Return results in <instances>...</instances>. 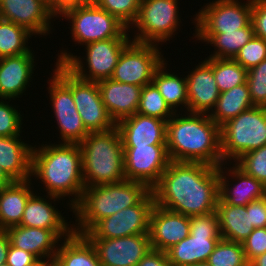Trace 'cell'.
Returning <instances> with one entry per match:
<instances>
[{"instance_id":"obj_1","label":"cell","mask_w":266,"mask_h":266,"mask_svg":"<svg viewBox=\"0 0 266 266\" xmlns=\"http://www.w3.org/2000/svg\"><path fill=\"white\" fill-rule=\"evenodd\" d=\"M151 190L156 205L185 216L215 212L219 200L218 167L170 161Z\"/></svg>"},{"instance_id":"obj_2","label":"cell","mask_w":266,"mask_h":266,"mask_svg":"<svg viewBox=\"0 0 266 266\" xmlns=\"http://www.w3.org/2000/svg\"><path fill=\"white\" fill-rule=\"evenodd\" d=\"M51 142L33 146L31 179L34 183L39 181L38 185L33 183L39 190L43 184L40 193L67 199L64 208L73 212L85 188L81 150L79 144Z\"/></svg>"},{"instance_id":"obj_3","label":"cell","mask_w":266,"mask_h":266,"mask_svg":"<svg viewBox=\"0 0 266 266\" xmlns=\"http://www.w3.org/2000/svg\"><path fill=\"white\" fill-rule=\"evenodd\" d=\"M166 147L170 161L223 164L220 126L205 113H174L167 121Z\"/></svg>"},{"instance_id":"obj_4","label":"cell","mask_w":266,"mask_h":266,"mask_svg":"<svg viewBox=\"0 0 266 266\" xmlns=\"http://www.w3.org/2000/svg\"><path fill=\"white\" fill-rule=\"evenodd\" d=\"M151 189L138 181L85 187L80 201L73 207V232L83 235L98 221L138 204Z\"/></svg>"},{"instance_id":"obj_5","label":"cell","mask_w":266,"mask_h":266,"mask_svg":"<svg viewBox=\"0 0 266 266\" xmlns=\"http://www.w3.org/2000/svg\"><path fill=\"white\" fill-rule=\"evenodd\" d=\"M79 147L85 187L126 180L123 144L117 127L103 132H89Z\"/></svg>"},{"instance_id":"obj_6","label":"cell","mask_w":266,"mask_h":266,"mask_svg":"<svg viewBox=\"0 0 266 266\" xmlns=\"http://www.w3.org/2000/svg\"><path fill=\"white\" fill-rule=\"evenodd\" d=\"M132 38H110L84 45L85 54L78 56L60 47L55 63L63 64L70 72L85 81L98 82L111 78L123 50ZM74 54V55H73Z\"/></svg>"},{"instance_id":"obj_7","label":"cell","mask_w":266,"mask_h":266,"mask_svg":"<svg viewBox=\"0 0 266 266\" xmlns=\"http://www.w3.org/2000/svg\"><path fill=\"white\" fill-rule=\"evenodd\" d=\"M178 1L141 0L138 16L128 29L129 35H132V40L160 46L167 45L168 42L173 41V38L176 40L177 38L174 36L182 30L181 20L184 21L180 15L181 8Z\"/></svg>"},{"instance_id":"obj_8","label":"cell","mask_w":266,"mask_h":266,"mask_svg":"<svg viewBox=\"0 0 266 266\" xmlns=\"http://www.w3.org/2000/svg\"><path fill=\"white\" fill-rule=\"evenodd\" d=\"M223 163H235L244 154L266 145V108L252 107L220 127Z\"/></svg>"},{"instance_id":"obj_9","label":"cell","mask_w":266,"mask_h":266,"mask_svg":"<svg viewBox=\"0 0 266 266\" xmlns=\"http://www.w3.org/2000/svg\"><path fill=\"white\" fill-rule=\"evenodd\" d=\"M58 20H67L75 47L110 38H131L128 28L96 4H81L65 10Z\"/></svg>"},{"instance_id":"obj_10","label":"cell","mask_w":266,"mask_h":266,"mask_svg":"<svg viewBox=\"0 0 266 266\" xmlns=\"http://www.w3.org/2000/svg\"><path fill=\"white\" fill-rule=\"evenodd\" d=\"M221 239L218 215L215 212L190 216V234L166 251L173 266H189L206 262Z\"/></svg>"},{"instance_id":"obj_11","label":"cell","mask_w":266,"mask_h":266,"mask_svg":"<svg viewBox=\"0 0 266 266\" xmlns=\"http://www.w3.org/2000/svg\"><path fill=\"white\" fill-rule=\"evenodd\" d=\"M51 68L71 89L75 106L88 132H103L116 127L102 102L97 82L78 78L63 64L54 63Z\"/></svg>"},{"instance_id":"obj_12","label":"cell","mask_w":266,"mask_h":266,"mask_svg":"<svg viewBox=\"0 0 266 266\" xmlns=\"http://www.w3.org/2000/svg\"><path fill=\"white\" fill-rule=\"evenodd\" d=\"M209 0L193 14L194 33H224L251 22L252 0Z\"/></svg>"},{"instance_id":"obj_13","label":"cell","mask_w":266,"mask_h":266,"mask_svg":"<svg viewBox=\"0 0 266 266\" xmlns=\"http://www.w3.org/2000/svg\"><path fill=\"white\" fill-rule=\"evenodd\" d=\"M50 75L47 80V98L51 101L49 104L54 115H51V119L55 118V128L59 134V137L54 136L58 138L55 143L80 144L89 132L82 123L72 91L54 72Z\"/></svg>"},{"instance_id":"obj_14","label":"cell","mask_w":266,"mask_h":266,"mask_svg":"<svg viewBox=\"0 0 266 266\" xmlns=\"http://www.w3.org/2000/svg\"><path fill=\"white\" fill-rule=\"evenodd\" d=\"M161 47L132 41L123 50L111 79L141 87L152 83L155 71L166 60Z\"/></svg>"},{"instance_id":"obj_15","label":"cell","mask_w":266,"mask_h":266,"mask_svg":"<svg viewBox=\"0 0 266 266\" xmlns=\"http://www.w3.org/2000/svg\"><path fill=\"white\" fill-rule=\"evenodd\" d=\"M154 205L155 198L151 190L138 204L101 219L83 235L87 239H112L148 234Z\"/></svg>"},{"instance_id":"obj_16","label":"cell","mask_w":266,"mask_h":266,"mask_svg":"<svg viewBox=\"0 0 266 266\" xmlns=\"http://www.w3.org/2000/svg\"><path fill=\"white\" fill-rule=\"evenodd\" d=\"M125 179L152 189L166 170L170 159L166 145L123 146Z\"/></svg>"},{"instance_id":"obj_17","label":"cell","mask_w":266,"mask_h":266,"mask_svg":"<svg viewBox=\"0 0 266 266\" xmlns=\"http://www.w3.org/2000/svg\"><path fill=\"white\" fill-rule=\"evenodd\" d=\"M0 18L26 28L35 37L46 36L45 39L48 35L50 38L57 20L46 0H0Z\"/></svg>"},{"instance_id":"obj_18","label":"cell","mask_w":266,"mask_h":266,"mask_svg":"<svg viewBox=\"0 0 266 266\" xmlns=\"http://www.w3.org/2000/svg\"><path fill=\"white\" fill-rule=\"evenodd\" d=\"M218 176V202H225L234 206H246L265 196L266 186L261 181L247 175L235 163L221 164L218 167Z\"/></svg>"},{"instance_id":"obj_19","label":"cell","mask_w":266,"mask_h":266,"mask_svg":"<svg viewBox=\"0 0 266 266\" xmlns=\"http://www.w3.org/2000/svg\"><path fill=\"white\" fill-rule=\"evenodd\" d=\"M88 240L94 246L102 266H137L152 250L149 234Z\"/></svg>"},{"instance_id":"obj_20","label":"cell","mask_w":266,"mask_h":266,"mask_svg":"<svg viewBox=\"0 0 266 266\" xmlns=\"http://www.w3.org/2000/svg\"><path fill=\"white\" fill-rule=\"evenodd\" d=\"M36 58L33 47L28 53L0 58V98L16 103L13 100L21 101L19 98L27 95L33 76H36L35 69L39 68Z\"/></svg>"},{"instance_id":"obj_21","label":"cell","mask_w":266,"mask_h":266,"mask_svg":"<svg viewBox=\"0 0 266 266\" xmlns=\"http://www.w3.org/2000/svg\"><path fill=\"white\" fill-rule=\"evenodd\" d=\"M151 247L166 252L190 234V217L154 205L149 219Z\"/></svg>"},{"instance_id":"obj_22","label":"cell","mask_w":266,"mask_h":266,"mask_svg":"<svg viewBox=\"0 0 266 266\" xmlns=\"http://www.w3.org/2000/svg\"><path fill=\"white\" fill-rule=\"evenodd\" d=\"M13 247L32 253L39 260L53 261L59 243L73 230H48L15 225L6 229Z\"/></svg>"},{"instance_id":"obj_23","label":"cell","mask_w":266,"mask_h":266,"mask_svg":"<svg viewBox=\"0 0 266 266\" xmlns=\"http://www.w3.org/2000/svg\"><path fill=\"white\" fill-rule=\"evenodd\" d=\"M38 191L37 189L26 202L24 214L19 225L48 230H73V223L69 220L68 212H65L68 216L65 217L63 216L65 213H61L62 210L59 211L57 208L61 200V204L64 206L65 200L57 196L45 195Z\"/></svg>"},{"instance_id":"obj_24","label":"cell","mask_w":266,"mask_h":266,"mask_svg":"<svg viewBox=\"0 0 266 266\" xmlns=\"http://www.w3.org/2000/svg\"><path fill=\"white\" fill-rule=\"evenodd\" d=\"M186 71L187 112L209 114L220 96L213 69L204 61Z\"/></svg>"},{"instance_id":"obj_25","label":"cell","mask_w":266,"mask_h":266,"mask_svg":"<svg viewBox=\"0 0 266 266\" xmlns=\"http://www.w3.org/2000/svg\"><path fill=\"white\" fill-rule=\"evenodd\" d=\"M123 146L166 145L167 121L138 113L116 123Z\"/></svg>"},{"instance_id":"obj_26","label":"cell","mask_w":266,"mask_h":266,"mask_svg":"<svg viewBox=\"0 0 266 266\" xmlns=\"http://www.w3.org/2000/svg\"><path fill=\"white\" fill-rule=\"evenodd\" d=\"M101 99L115 123L137 112L142 87L109 79L97 82Z\"/></svg>"},{"instance_id":"obj_27","label":"cell","mask_w":266,"mask_h":266,"mask_svg":"<svg viewBox=\"0 0 266 266\" xmlns=\"http://www.w3.org/2000/svg\"><path fill=\"white\" fill-rule=\"evenodd\" d=\"M23 135L0 136V167L13 181L31 179L33 143ZM23 138V139H22Z\"/></svg>"},{"instance_id":"obj_28","label":"cell","mask_w":266,"mask_h":266,"mask_svg":"<svg viewBox=\"0 0 266 266\" xmlns=\"http://www.w3.org/2000/svg\"><path fill=\"white\" fill-rule=\"evenodd\" d=\"M35 188L32 179L14 181L0 188V229H7L21 223L26 202L36 191Z\"/></svg>"},{"instance_id":"obj_29","label":"cell","mask_w":266,"mask_h":266,"mask_svg":"<svg viewBox=\"0 0 266 266\" xmlns=\"http://www.w3.org/2000/svg\"><path fill=\"white\" fill-rule=\"evenodd\" d=\"M192 34L195 44L198 41L214 48L207 57L219 59H234L240 49L255 36L251 22L246 27L231 32Z\"/></svg>"},{"instance_id":"obj_30","label":"cell","mask_w":266,"mask_h":266,"mask_svg":"<svg viewBox=\"0 0 266 266\" xmlns=\"http://www.w3.org/2000/svg\"><path fill=\"white\" fill-rule=\"evenodd\" d=\"M168 63L169 61L165 60L155 71L153 83L174 113L187 112L188 93L185 72L183 75L179 71L177 74L176 70L173 72Z\"/></svg>"},{"instance_id":"obj_31","label":"cell","mask_w":266,"mask_h":266,"mask_svg":"<svg viewBox=\"0 0 266 266\" xmlns=\"http://www.w3.org/2000/svg\"><path fill=\"white\" fill-rule=\"evenodd\" d=\"M53 266H102L94 246L81 234L72 233L59 243Z\"/></svg>"},{"instance_id":"obj_32","label":"cell","mask_w":266,"mask_h":266,"mask_svg":"<svg viewBox=\"0 0 266 266\" xmlns=\"http://www.w3.org/2000/svg\"><path fill=\"white\" fill-rule=\"evenodd\" d=\"M216 213L220 236L223 239L243 244L254 230L251 225L250 211H246V206L218 202Z\"/></svg>"},{"instance_id":"obj_33","label":"cell","mask_w":266,"mask_h":266,"mask_svg":"<svg viewBox=\"0 0 266 266\" xmlns=\"http://www.w3.org/2000/svg\"><path fill=\"white\" fill-rule=\"evenodd\" d=\"M252 107L254 105L250 99L249 88L247 83H244L220 93L215 107L208 115L221 127L228 120Z\"/></svg>"},{"instance_id":"obj_34","label":"cell","mask_w":266,"mask_h":266,"mask_svg":"<svg viewBox=\"0 0 266 266\" xmlns=\"http://www.w3.org/2000/svg\"><path fill=\"white\" fill-rule=\"evenodd\" d=\"M33 36L26 28L0 18V58L28 53Z\"/></svg>"},{"instance_id":"obj_35","label":"cell","mask_w":266,"mask_h":266,"mask_svg":"<svg viewBox=\"0 0 266 266\" xmlns=\"http://www.w3.org/2000/svg\"><path fill=\"white\" fill-rule=\"evenodd\" d=\"M204 61L213 69L215 81L220 93L246 83L248 70L234 59L206 57Z\"/></svg>"},{"instance_id":"obj_36","label":"cell","mask_w":266,"mask_h":266,"mask_svg":"<svg viewBox=\"0 0 266 266\" xmlns=\"http://www.w3.org/2000/svg\"><path fill=\"white\" fill-rule=\"evenodd\" d=\"M136 113L165 121H168L174 115L153 82L142 87Z\"/></svg>"},{"instance_id":"obj_37","label":"cell","mask_w":266,"mask_h":266,"mask_svg":"<svg viewBox=\"0 0 266 266\" xmlns=\"http://www.w3.org/2000/svg\"><path fill=\"white\" fill-rule=\"evenodd\" d=\"M207 262L211 266H249L243 245L221 238Z\"/></svg>"},{"instance_id":"obj_38","label":"cell","mask_w":266,"mask_h":266,"mask_svg":"<svg viewBox=\"0 0 266 266\" xmlns=\"http://www.w3.org/2000/svg\"><path fill=\"white\" fill-rule=\"evenodd\" d=\"M11 99L0 98V136L10 137L23 135L25 118L22 109L20 111L19 104H12ZM14 105V106H13ZM19 107V108H18ZM23 132V133H22Z\"/></svg>"},{"instance_id":"obj_39","label":"cell","mask_w":266,"mask_h":266,"mask_svg":"<svg viewBox=\"0 0 266 266\" xmlns=\"http://www.w3.org/2000/svg\"><path fill=\"white\" fill-rule=\"evenodd\" d=\"M96 5L129 29L138 16L141 0H99Z\"/></svg>"},{"instance_id":"obj_40","label":"cell","mask_w":266,"mask_h":266,"mask_svg":"<svg viewBox=\"0 0 266 266\" xmlns=\"http://www.w3.org/2000/svg\"><path fill=\"white\" fill-rule=\"evenodd\" d=\"M235 164L266 186V145L244 154Z\"/></svg>"},{"instance_id":"obj_41","label":"cell","mask_w":266,"mask_h":266,"mask_svg":"<svg viewBox=\"0 0 266 266\" xmlns=\"http://www.w3.org/2000/svg\"><path fill=\"white\" fill-rule=\"evenodd\" d=\"M246 83L253 105L266 108V59L248 70Z\"/></svg>"},{"instance_id":"obj_42","label":"cell","mask_w":266,"mask_h":266,"mask_svg":"<svg viewBox=\"0 0 266 266\" xmlns=\"http://www.w3.org/2000/svg\"><path fill=\"white\" fill-rule=\"evenodd\" d=\"M266 59V40L254 36L235 56L234 60L249 70Z\"/></svg>"},{"instance_id":"obj_43","label":"cell","mask_w":266,"mask_h":266,"mask_svg":"<svg viewBox=\"0 0 266 266\" xmlns=\"http://www.w3.org/2000/svg\"><path fill=\"white\" fill-rule=\"evenodd\" d=\"M242 245L249 263L257 256L264 254L266 252V227L254 229Z\"/></svg>"},{"instance_id":"obj_44","label":"cell","mask_w":266,"mask_h":266,"mask_svg":"<svg viewBox=\"0 0 266 266\" xmlns=\"http://www.w3.org/2000/svg\"><path fill=\"white\" fill-rule=\"evenodd\" d=\"M251 23L255 36L266 40V0H252Z\"/></svg>"},{"instance_id":"obj_45","label":"cell","mask_w":266,"mask_h":266,"mask_svg":"<svg viewBox=\"0 0 266 266\" xmlns=\"http://www.w3.org/2000/svg\"><path fill=\"white\" fill-rule=\"evenodd\" d=\"M246 211H250L251 225L254 229L266 227V204L264 197L247 204Z\"/></svg>"},{"instance_id":"obj_46","label":"cell","mask_w":266,"mask_h":266,"mask_svg":"<svg viewBox=\"0 0 266 266\" xmlns=\"http://www.w3.org/2000/svg\"><path fill=\"white\" fill-rule=\"evenodd\" d=\"M39 259L32 253L13 247L10 244L6 262L10 266H31Z\"/></svg>"},{"instance_id":"obj_47","label":"cell","mask_w":266,"mask_h":266,"mask_svg":"<svg viewBox=\"0 0 266 266\" xmlns=\"http://www.w3.org/2000/svg\"><path fill=\"white\" fill-rule=\"evenodd\" d=\"M137 266H173L166 252L152 249L139 262Z\"/></svg>"},{"instance_id":"obj_48","label":"cell","mask_w":266,"mask_h":266,"mask_svg":"<svg viewBox=\"0 0 266 266\" xmlns=\"http://www.w3.org/2000/svg\"><path fill=\"white\" fill-rule=\"evenodd\" d=\"M48 8L59 17L65 10L81 5V0H46Z\"/></svg>"},{"instance_id":"obj_49","label":"cell","mask_w":266,"mask_h":266,"mask_svg":"<svg viewBox=\"0 0 266 266\" xmlns=\"http://www.w3.org/2000/svg\"><path fill=\"white\" fill-rule=\"evenodd\" d=\"M10 244L8 232L6 229H0V265L6 262Z\"/></svg>"},{"instance_id":"obj_50","label":"cell","mask_w":266,"mask_h":266,"mask_svg":"<svg viewBox=\"0 0 266 266\" xmlns=\"http://www.w3.org/2000/svg\"><path fill=\"white\" fill-rule=\"evenodd\" d=\"M13 182L14 181L0 167V188L8 186Z\"/></svg>"},{"instance_id":"obj_51","label":"cell","mask_w":266,"mask_h":266,"mask_svg":"<svg viewBox=\"0 0 266 266\" xmlns=\"http://www.w3.org/2000/svg\"><path fill=\"white\" fill-rule=\"evenodd\" d=\"M249 266H266V252L254 258L249 263Z\"/></svg>"},{"instance_id":"obj_52","label":"cell","mask_w":266,"mask_h":266,"mask_svg":"<svg viewBox=\"0 0 266 266\" xmlns=\"http://www.w3.org/2000/svg\"><path fill=\"white\" fill-rule=\"evenodd\" d=\"M31 266H53V261L51 260H38L35 264Z\"/></svg>"},{"instance_id":"obj_53","label":"cell","mask_w":266,"mask_h":266,"mask_svg":"<svg viewBox=\"0 0 266 266\" xmlns=\"http://www.w3.org/2000/svg\"><path fill=\"white\" fill-rule=\"evenodd\" d=\"M99 0H81V4H97Z\"/></svg>"},{"instance_id":"obj_54","label":"cell","mask_w":266,"mask_h":266,"mask_svg":"<svg viewBox=\"0 0 266 266\" xmlns=\"http://www.w3.org/2000/svg\"><path fill=\"white\" fill-rule=\"evenodd\" d=\"M189 266H211L207 261L206 262H199L194 265H189Z\"/></svg>"},{"instance_id":"obj_55","label":"cell","mask_w":266,"mask_h":266,"mask_svg":"<svg viewBox=\"0 0 266 266\" xmlns=\"http://www.w3.org/2000/svg\"><path fill=\"white\" fill-rule=\"evenodd\" d=\"M0 266H10L7 262L2 263Z\"/></svg>"},{"instance_id":"obj_56","label":"cell","mask_w":266,"mask_h":266,"mask_svg":"<svg viewBox=\"0 0 266 266\" xmlns=\"http://www.w3.org/2000/svg\"><path fill=\"white\" fill-rule=\"evenodd\" d=\"M264 201H265V204H266V193H265V196H264Z\"/></svg>"}]
</instances>
